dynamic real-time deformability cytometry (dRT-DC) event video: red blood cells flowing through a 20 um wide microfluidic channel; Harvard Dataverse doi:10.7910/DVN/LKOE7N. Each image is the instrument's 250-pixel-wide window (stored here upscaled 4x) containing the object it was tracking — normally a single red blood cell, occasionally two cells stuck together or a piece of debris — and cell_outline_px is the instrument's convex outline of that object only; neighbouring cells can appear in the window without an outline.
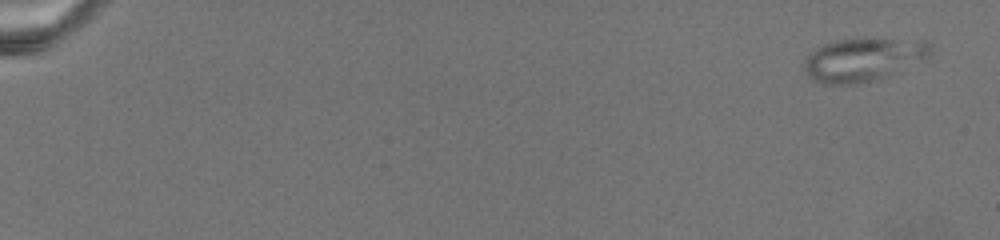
{"species": "common noctule bat (a hibernating species)", "species_latin": "Nyctalus noctula", "temperature_condition": "warm", "stored_images_in_passage": 3, "camera_frame_rate_fps": 3000, "um_per_image_px": 0.085, "animal": {"sex": "female", "body_mass_g": 19.5, "forearm_length_mm": 54.1}, "frame": {"image": 1, "passage_image": 1, "time_ms": 0.0, "image_size_px": [1000, 240], "cell_outline_px": [[932, 52], [924, 60], [892, 72], [868, 80], [852, 84], [824, 84], [812, 80], [804, 72], [804, 60], [816, 48], [824, 44], [836, 40], [924, 40], [932, 44]], "centroid_in_image_um": [73.33, 5.06], "position_along_channel_um": 11.7, "area_um2": 30.81}}